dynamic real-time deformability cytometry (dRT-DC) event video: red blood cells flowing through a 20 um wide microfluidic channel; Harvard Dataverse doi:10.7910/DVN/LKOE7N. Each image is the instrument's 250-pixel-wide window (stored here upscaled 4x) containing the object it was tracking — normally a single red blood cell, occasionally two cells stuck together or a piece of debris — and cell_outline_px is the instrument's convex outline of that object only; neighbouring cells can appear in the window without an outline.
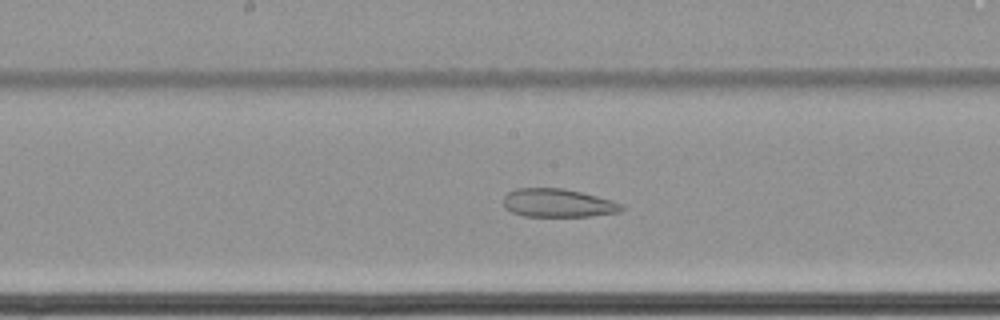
{"species": "common noctule bat (a hibernating species)", "species_latin": "Nyctalus noctula", "temperature_condition": "cold", "stored_images_in_passage": 49, "camera_frame_rate_fps": 3000, "um_per_image_px": 0.085, "animal": {"sex": "female", "body_mass_g": 22.7, "forearm_length_mm": 54.2}, "frame": {"image": 1, "passage_image": 21, "time_ms": 6.667, "image_size_px": [1000, 320], "cell_outline_px": [[624, 208], [620, 212], [592, 216], [524, 216], [512, 212], [504, 208], [504, 196], [508, 192], [516, 188], [564, 188], [612, 200], [624, 204]], "centroid_in_image_um": [47.43, 17.26], "position_along_channel_um": 200.8, "area_um2": 19.59}}
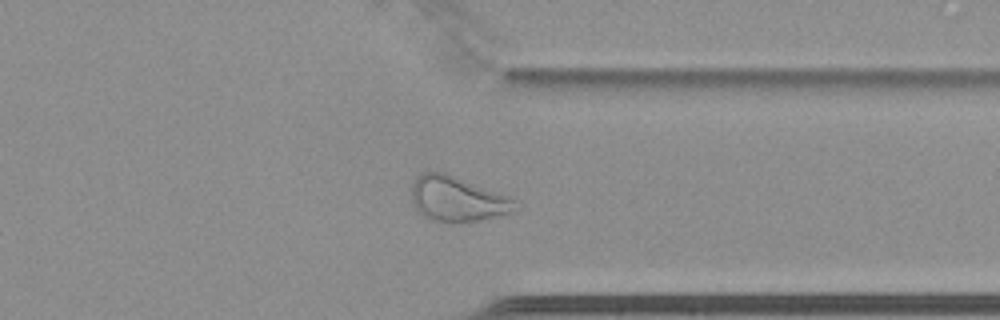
{"frame": {"image": 2, "passage_image": 36, "time_ms": 11.667, "image_size_px": [1000, 320], "cell_outline_px": [[516, 200], [512, 212], [496, 216], [476, 220], [452, 224], [448, 224], [428, 220], [416, 208], [412, 200], [412, 184], [424, 172], [444, 172], [512, 196]], "centroid_in_image_um": [38.87, 16.93], "position_along_channel_um": 372.5, "area_um2": 27.28}}
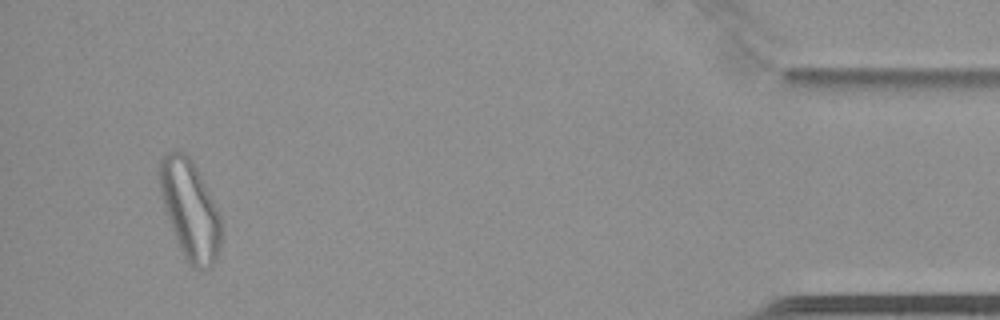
{"frame": {"image": 3, "passage_image": 46, "time_ms": 15.0, "image_size_px": [1000, 320], "cell_outline_px": [[220, 244], [216, 256], [212, 264], [208, 268], [200, 272], [192, 268], [188, 264], [176, 240], [168, 220], [164, 208], [160, 188], [160, 160], [164, 152], [184, 152], [192, 160], [220, 216]], "centroid_in_image_um": [16.12, 17.87], "position_along_channel_um": 419.1, "area_um2": 34.85}, "authors_computed_cell_mechanics": {"area_um2": 26.9926, "velocity_mm_per_s": 3.4281, "shape_relaxation_time_tau1_ms": null, "shape_relaxation_time_tau2_ms": 3.3855, "deformation_change_tau1": null, "deformation_change_tau2": 0.1235}}